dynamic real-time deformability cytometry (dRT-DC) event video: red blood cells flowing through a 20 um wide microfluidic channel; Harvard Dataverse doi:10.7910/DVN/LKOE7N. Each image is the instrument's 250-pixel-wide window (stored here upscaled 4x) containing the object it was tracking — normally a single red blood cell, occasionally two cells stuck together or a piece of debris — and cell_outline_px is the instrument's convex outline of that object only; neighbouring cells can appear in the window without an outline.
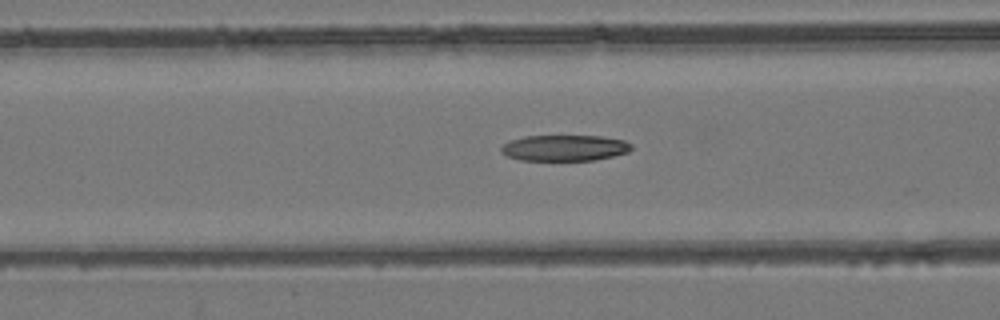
{"species": "common noctule bat (a hibernating species)", "species_latin": "Nyctalus noctula", "temperature_condition": "room temperature", "stored_images_in_passage": 32, "camera_frame_rate_fps": 3000, "um_per_image_px": 0.085, "animal": {"sex": "female", "body_mass_g": 24.6, "forearm_length_mm": 56.2}, "frame": {"image": 1, "passage_image": 22, "time_ms": 7.0, "image_size_px": [1000, 320], "cell_outline_px": [[632, 148], [628, 152], [612, 156], [592, 160], [520, 160], [508, 156], [500, 152], [500, 148], [508, 140], [524, 136], [600, 136], [624, 140], [632, 144]], "centroid_in_image_um": [47.96, 12.57], "position_along_channel_um": 118.6, "area_um2": 19.71}}
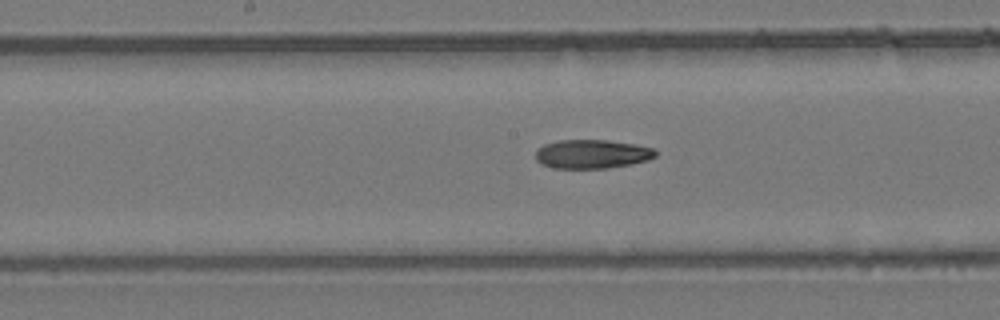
{"frame": {"image": 2, "passage_image": 28, "time_ms": 9.0, "image_size_px": [1000, 320], "cell_outline_px": [[656, 156], [648, 160], [632, 164], [608, 168], [552, 168], [540, 164], [536, 160], [536, 148], [544, 144], [560, 140], [608, 140], [632, 144], [652, 148], [656, 152]], "centroid_in_image_um": [50.28, 13.1], "position_along_channel_um": 197.9, "area_um2": 20.23}}
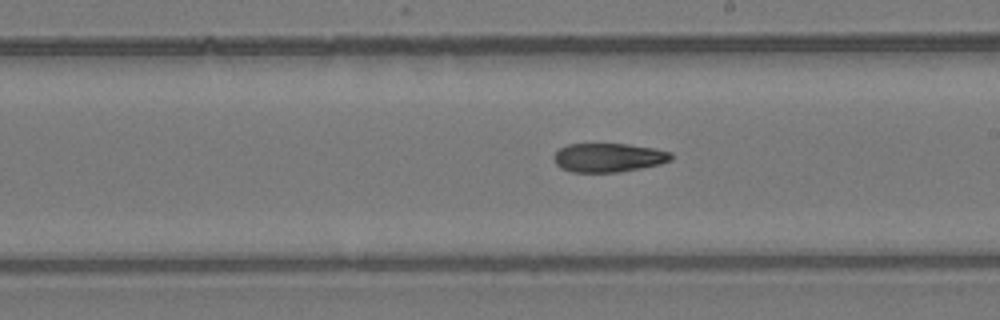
{"frame": {"image": 3, "passage_image": 31, "time_ms": 10.0, "image_size_px": [1000, 320], "cell_outline_px": [[672, 160], [660, 164], [620, 172], [572, 172], [560, 168], [556, 164], [552, 156], [560, 148], [568, 144], [628, 144], [656, 148], [672, 152]], "centroid_in_image_um": [51.73, 13.39], "position_along_channel_um": 237.3, "area_um2": 19.88}}